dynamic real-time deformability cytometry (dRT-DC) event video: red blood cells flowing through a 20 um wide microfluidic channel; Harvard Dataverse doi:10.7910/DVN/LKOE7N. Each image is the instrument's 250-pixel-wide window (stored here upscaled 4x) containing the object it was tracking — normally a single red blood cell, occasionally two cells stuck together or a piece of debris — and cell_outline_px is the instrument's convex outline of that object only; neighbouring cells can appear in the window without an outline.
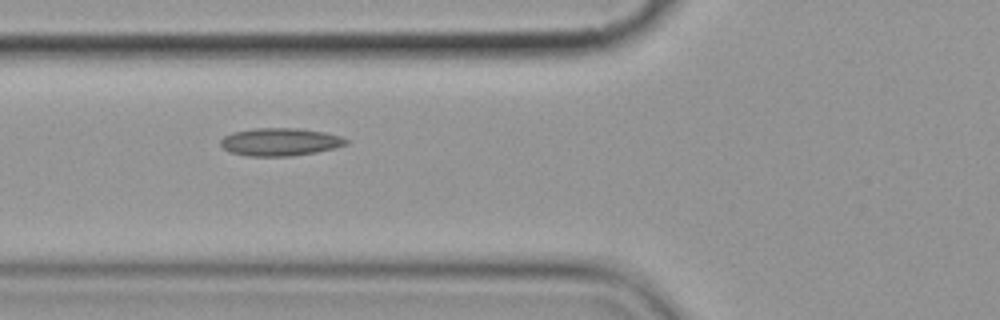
{"species": "common noctule bat (a hibernating species)", "species_latin": "Nyctalus noctula", "temperature_condition": "cold", "stored_images_in_passage": 11, "camera_frame_rate_fps": 3000, "um_per_image_px": 0.085, "animal": {"sex": "female", "body_mass_g": 19.9}, "frame": {"image": 1, "passage_image": 2, "time_ms": 1.0, "image_size_px": [1000, 320], "cell_outline_px": [[348, 144], [336, 148], [316, 152], [292, 156], [248, 156], [232, 152], [224, 148], [220, 144], [220, 140], [224, 136], [232, 132], [252, 128], [300, 128], [324, 132], [340, 136], [348, 140]], "centroid_in_image_um": [23.82, 12.05], "position_along_channel_um": 102.0, "area_um2": 20.4}}
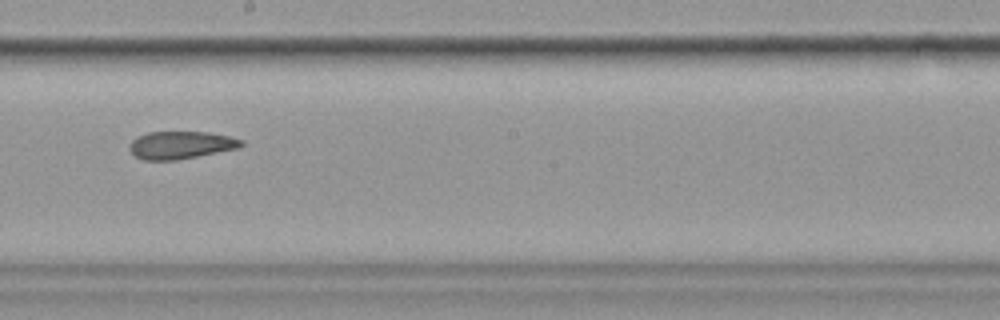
{"frame": {"image": 2, "passage_image": 5, "time_ms": 4.667, "image_size_px": [1000, 320], "cell_outline_px": [[244, 144], [240, 148], [176, 160], [144, 160], [136, 156], [128, 148], [128, 144], [136, 136], [148, 132], [208, 132], [228, 136], [244, 140]], "centroid_in_image_um": [15.36, 12.32], "position_along_channel_um": 232.8, "area_um2": 18.09}}
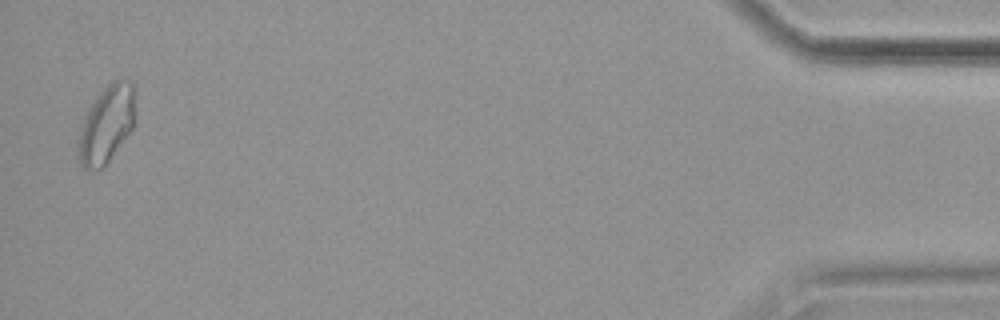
{"frame": {"image": 3, "passage_image": 11, "time_ms": 12.333, "image_size_px": [1000, 320], "cell_outline_px": [[136, 116], [132, 128], [104, 168], [84, 168], [80, 164], [76, 148], [80, 124], [88, 108], [96, 96], [112, 80], [132, 80], [136, 96]], "centroid_in_image_um": [9.06, 10.53], "position_along_channel_um": 426.1, "area_um2": 26.24}, "authors_computed_cell_mechanics": {"area_um2": 19.5364, "velocity_mm_per_s": 3.5787, "shape_relaxation_time_tau1_ms": null, "shape_relaxation_time_tau2_ms": 2.9172, "deformation_change_tau1": null, "deformation_change_tau2": 0.0654}}